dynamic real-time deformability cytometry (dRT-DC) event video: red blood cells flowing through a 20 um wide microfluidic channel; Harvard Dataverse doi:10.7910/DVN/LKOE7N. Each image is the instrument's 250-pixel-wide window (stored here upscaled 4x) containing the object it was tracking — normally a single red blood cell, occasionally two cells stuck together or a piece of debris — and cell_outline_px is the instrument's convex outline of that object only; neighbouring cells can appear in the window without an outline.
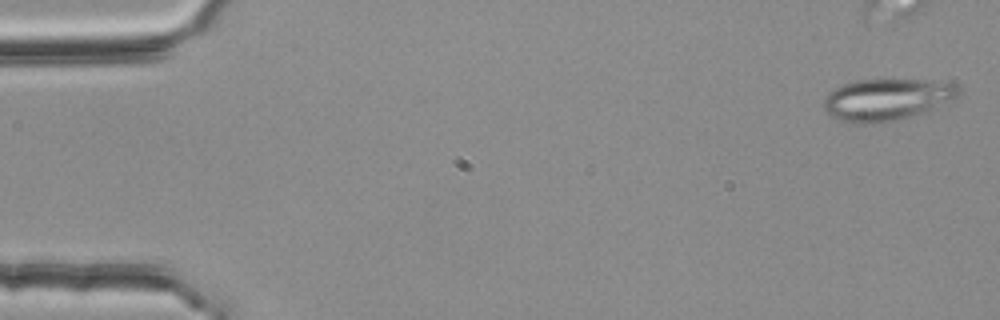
{"species": "common noctule bat (a hibernating species)", "species_latin": "Nyctalus noctula", "temperature_condition": "room temperature", "stored_images_in_passage": 42, "camera_frame_rate_fps": 3000, "um_per_image_px": 0.085, "animal": {"sex": "female", "body_mass_g": 25.1}, "frame": {"image": 1, "passage_image": 2, "time_ms": 0.333, "image_size_px": [1000, 320], "cell_outline_px": [[960, 92], [952, 100], [932, 108], [908, 116], [892, 120], [864, 124], [856, 124], [832, 116], [820, 104], [824, 96], [828, 92], [840, 84], [856, 80], [884, 76], [952, 80], [960, 88]], "centroid_in_image_um": [75.39, 8.35], "position_along_channel_um": 9.6, "area_um2": 34.16}}
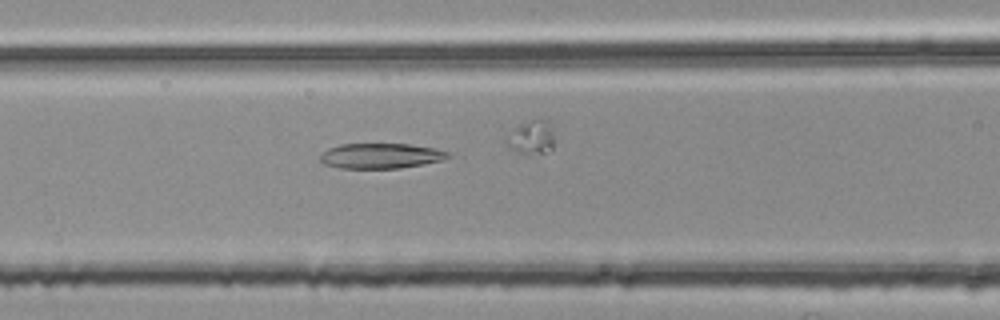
{"frame": {"image": 2, "passage_image": 23, "time_ms": 7.333, "image_size_px": [1000, 320], "cell_outline_px": [[452, 156], [444, 160], [424, 164], [400, 168], [340, 168], [324, 164], [320, 160], [320, 156], [328, 148], [340, 144], [412, 144], [452, 152]], "centroid_in_image_um": [32.42, 13.25], "position_along_channel_um": 134.2, "area_um2": 18.9}}
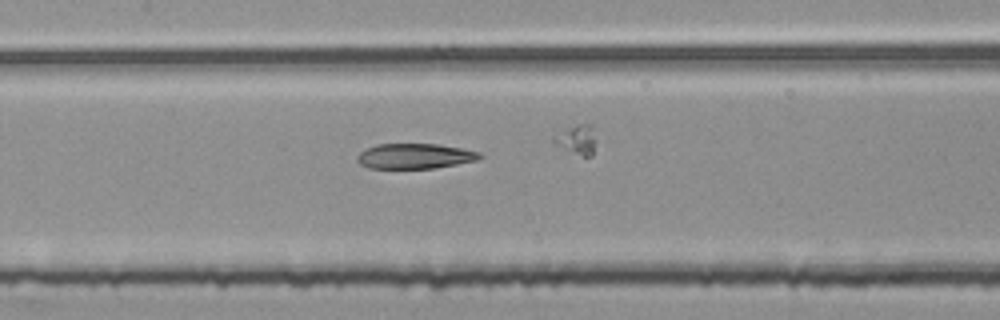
{"frame": {"image": 3, "passage_image": 26, "time_ms": 8.333, "image_size_px": [1000, 320], "cell_outline_px": [[484, 156], [480, 160], [432, 168], [368, 168], [360, 164], [356, 160], [356, 156], [360, 152], [376, 144], [440, 144], [480, 152]], "centroid_in_image_um": [35.27, 13.27], "position_along_channel_um": 172.1, "area_um2": 18.03}}